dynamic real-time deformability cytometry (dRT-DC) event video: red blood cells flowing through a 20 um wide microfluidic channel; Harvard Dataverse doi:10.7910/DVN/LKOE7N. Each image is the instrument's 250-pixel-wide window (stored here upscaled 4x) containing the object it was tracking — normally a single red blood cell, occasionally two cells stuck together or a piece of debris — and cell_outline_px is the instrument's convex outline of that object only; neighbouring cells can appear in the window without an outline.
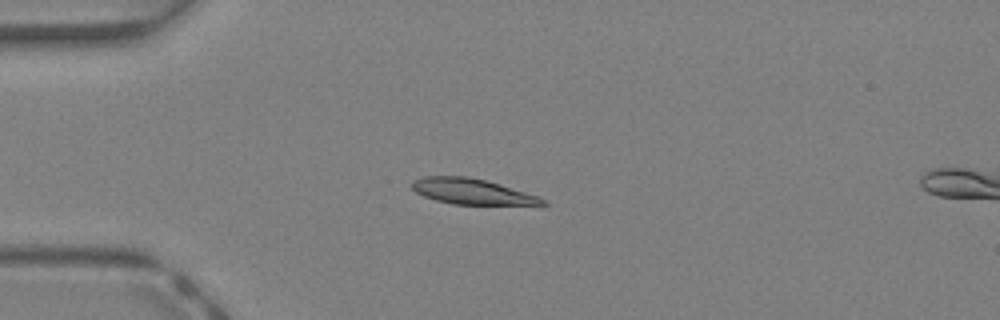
{"species": "Egyptian fruit bat (a non-hibernating species)", "species_latin": "Rousettus aegyptiacus", "temperature_condition": "warm", "stored_images_in_passage": 4, "camera_frame_rate_fps": 3000, "um_per_image_px": 0.085, "animal": {"sex": "female"}, "frame": {"image": 1, "passage_image": 2, "time_ms": 0.333, "image_size_px": [1000, 320], "cell_outline_px": [[548, 204], [544, 208], [452, 204], [436, 200], [424, 196], [416, 192], [412, 188], [412, 180], [424, 176], [468, 176], [500, 184], [540, 196], [548, 200]], "centroid_in_image_um": [40.36, 16.35], "position_along_channel_um": 44.6, "area_um2": 20.75}}